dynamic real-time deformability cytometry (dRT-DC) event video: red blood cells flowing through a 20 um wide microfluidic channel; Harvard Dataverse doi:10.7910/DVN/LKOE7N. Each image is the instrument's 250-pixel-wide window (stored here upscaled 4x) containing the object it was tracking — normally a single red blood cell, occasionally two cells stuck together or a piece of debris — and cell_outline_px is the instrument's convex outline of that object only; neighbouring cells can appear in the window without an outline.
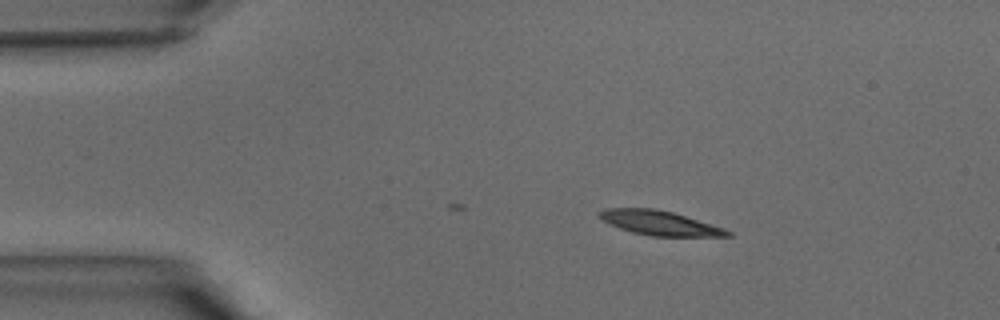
{"species": "common noctule bat (a hibernating species)", "species_latin": "Nyctalus noctula", "temperature_condition": "warm", "stored_images_in_passage": 29, "camera_frame_rate_fps": 3000, "um_per_image_px": 0.085, "animal": {"sex": "male", "body_mass_g": 15.6}, "frame": {"image": 1, "passage_image": 1, "time_ms": 0.0, "image_size_px": [1000, 320], "cell_outline_px": [[732, 236], [652, 236], [632, 232], [608, 224], [596, 216], [596, 212], [604, 208], [652, 208], [672, 212], [724, 228], [732, 232]], "centroid_in_image_um": [55.99, 18.94], "position_along_channel_um": 29.0, "area_um2": 18.26}}
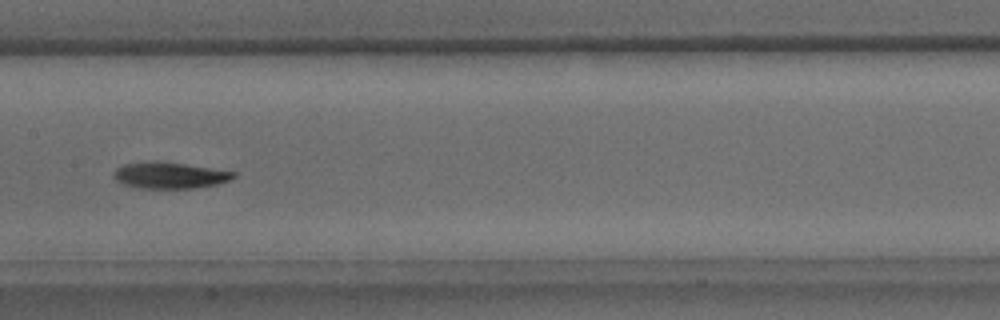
{"frame": {"image": 2, "passage_image": 14, "time_ms": 4.333, "image_size_px": [1000, 320], "cell_outline_px": [[236, 176], [228, 180], [216, 184], [192, 188], [140, 188], [124, 184], [116, 180], [112, 176], [112, 172], [116, 168], [124, 164], [184, 164], [236, 172]], "centroid_in_image_um": [14.43, 14.94], "position_along_channel_um": 193.0, "area_um2": 17.4}}
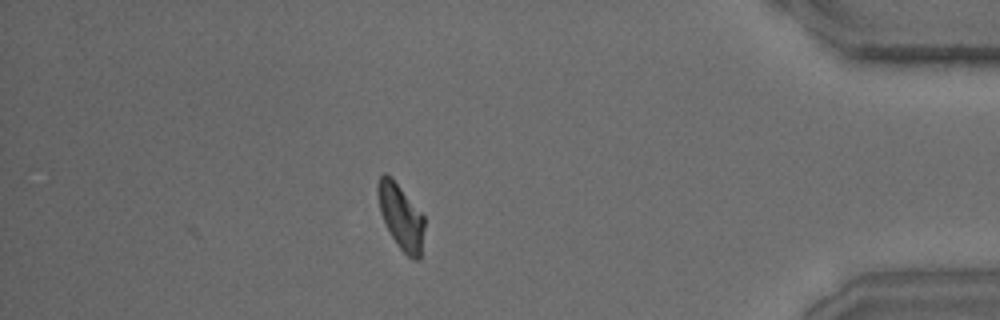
{"frame": {"image": 3, "passage_image": 29, "time_ms": 9.333, "image_size_px": [1000, 320], "cell_outline_px": [[424, 228], [420, 256], [416, 260], [408, 256], [400, 248], [392, 236], [380, 212], [376, 192], [376, 184], [380, 176], [384, 172], [392, 176], [424, 216]], "centroid_in_image_um": [34.05, 18.34], "position_along_channel_um": 401.2, "area_um2": 17.57}}